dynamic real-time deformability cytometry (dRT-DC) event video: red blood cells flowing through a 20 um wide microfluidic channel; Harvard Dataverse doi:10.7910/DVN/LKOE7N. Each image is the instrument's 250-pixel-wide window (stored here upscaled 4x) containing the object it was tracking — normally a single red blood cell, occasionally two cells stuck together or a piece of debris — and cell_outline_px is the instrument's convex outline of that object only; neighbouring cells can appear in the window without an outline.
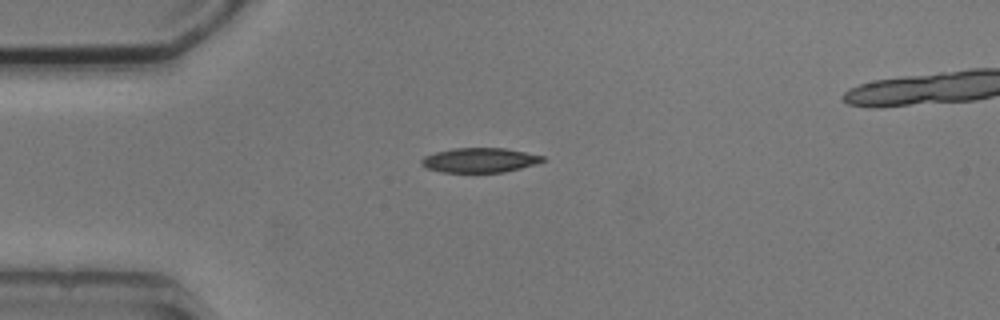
{"species": "common noctule bat (a hibernating species)", "species_latin": "Nyctalus noctula", "temperature_condition": "cold", "stored_images_in_passage": 2, "camera_frame_rate_fps": 3000, "um_per_image_px": 0.085, "animal": {"sex": "male", "body_mass_g": 20.5, "forearm_length_mm": 52.5}, "frame": {"image": 1, "passage_image": 1, "time_ms": 0.0, "image_size_px": [1000, 320], "cell_outline_px": [[544, 160], [536, 164], [504, 172], [440, 172], [428, 168], [420, 164], [420, 160], [424, 156], [436, 152], [452, 148], [504, 148], [544, 156]], "centroid_in_image_um": [40.74, 13.61], "position_along_channel_um": 44.3, "area_um2": 17.28}}